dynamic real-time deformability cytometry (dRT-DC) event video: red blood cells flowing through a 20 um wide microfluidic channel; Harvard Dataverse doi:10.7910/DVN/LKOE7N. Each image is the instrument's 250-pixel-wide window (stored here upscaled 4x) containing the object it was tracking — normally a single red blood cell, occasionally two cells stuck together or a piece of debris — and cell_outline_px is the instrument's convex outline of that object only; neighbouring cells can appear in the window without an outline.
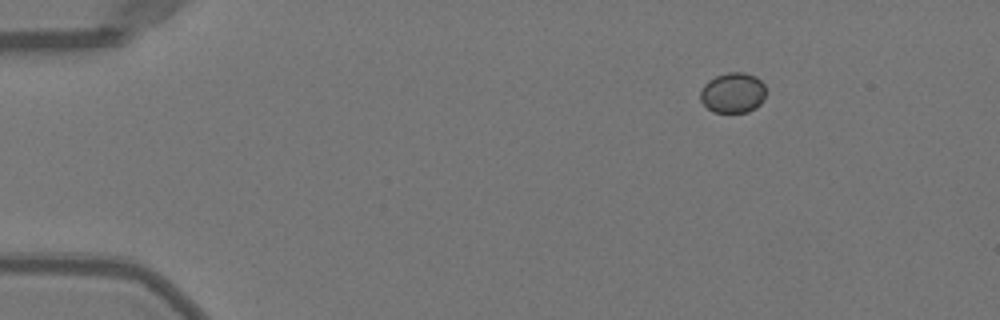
{"species": "Egyptian fruit bat (a non-hibernating species)", "species_latin": "Rousettus aegyptiacus", "temperature_condition": "warm", "stored_images_in_passage": 45, "camera_frame_rate_fps": 3000, "um_per_image_px": 0.085, "animal": {"sex": "female"}, "frame": {"image": 1, "passage_image": 1, "time_ms": 0.0, "image_size_px": [1000, 320], "cell_outline_px": [[764, 96], [760, 104], [756, 108], [748, 112], [712, 112], [700, 100], [700, 88], [708, 80], [716, 76], [728, 72], [744, 72], [756, 76], [764, 84]], "centroid_in_image_um": [62.27, 7.88], "position_along_channel_um": 22.7, "area_um2": 15.49}}
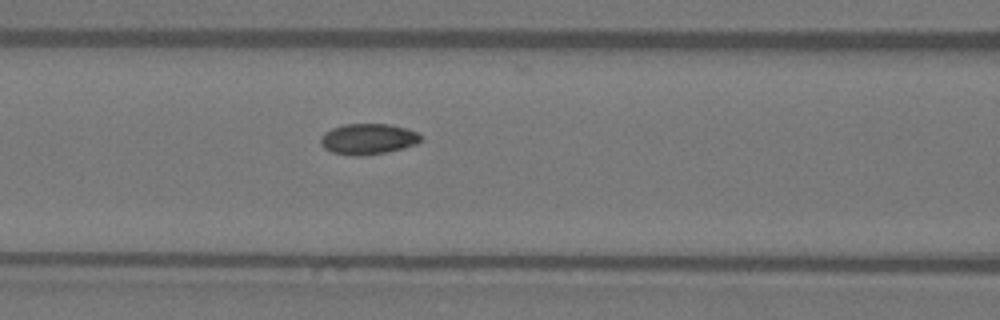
{"frame": {"image": 2, "passage_image": 16, "time_ms": 5.0, "image_size_px": [1000, 320], "cell_outline_px": [[424, 140], [416, 144], [404, 148], [388, 152], [360, 156], [352, 156], [332, 152], [324, 148], [320, 144], [320, 140], [324, 132], [332, 128], [344, 124], [388, 124], [408, 128], [416, 132]], "centroid_in_image_um": [31.29, 11.82], "position_along_channel_um": 135.3, "area_um2": 18.15}}
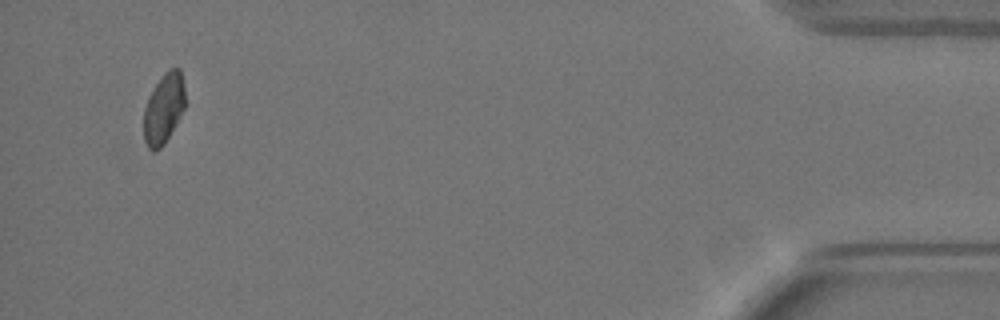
{"frame": {"image": 3, "passage_image": 43, "time_ms": 14.0, "image_size_px": [1000, 320], "cell_outline_px": [[184, 108], [176, 124], [164, 144], [156, 152], [148, 148], [144, 140], [144, 108], [148, 96], [164, 72], [168, 68], [180, 68], [184, 88]], "centroid_in_image_um": [13.9, 9.23], "position_along_channel_um": 421.3, "area_um2": 16.88}, "authors_computed_cell_mechanics": {"area_um2": 17.5134, "velocity_mm_per_s": 4.009, "shape_relaxation_time_tau1_ms": 7.5778, "shape_relaxation_time_tau2_ms": 1.9029, "deformation_change_tau1": 0.1052, "deformation_change_tau2": 0.0446}}